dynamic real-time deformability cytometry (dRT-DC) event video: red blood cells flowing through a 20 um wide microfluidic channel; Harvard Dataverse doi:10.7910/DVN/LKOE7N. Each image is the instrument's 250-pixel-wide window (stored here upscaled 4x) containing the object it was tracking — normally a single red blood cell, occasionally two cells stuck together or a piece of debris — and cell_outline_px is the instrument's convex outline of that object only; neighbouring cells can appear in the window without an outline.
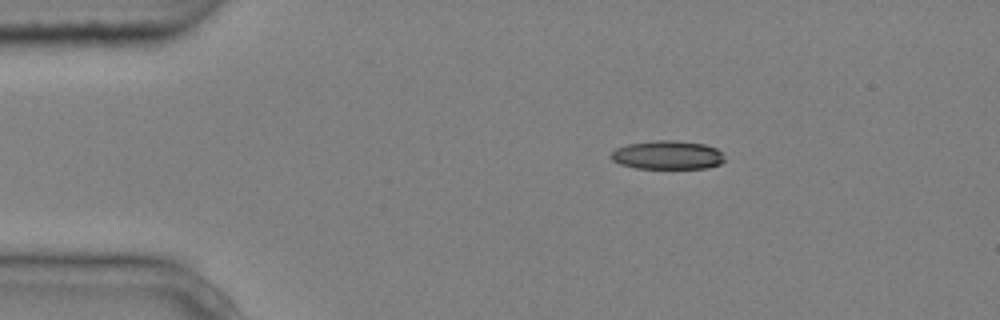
{"species": "common noctule bat (a hibernating species)", "species_latin": "Nyctalus noctula", "temperature_condition": "cold", "stored_images_in_passage": 3, "camera_frame_rate_fps": 3000, "um_per_image_px": 0.085, "animal": {"sex": "male", "body_mass_g": 20.4}, "frame": {"image": 1, "passage_image": 1, "time_ms": 0.0, "image_size_px": [1000, 320], "cell_outline_px": [[724, 160], [720, 164], [708, 168], [636, 168], [620, 164], [612, 160], [608, 156], [616, 148], [628, 144], [660, 140], [672, 140], [704, 144], [716, 148], [720, 152]], "centroid_in_image_um": [56.71, 13.18], "position_along_channel_um": 28.3, "area_um2": 18.84}}